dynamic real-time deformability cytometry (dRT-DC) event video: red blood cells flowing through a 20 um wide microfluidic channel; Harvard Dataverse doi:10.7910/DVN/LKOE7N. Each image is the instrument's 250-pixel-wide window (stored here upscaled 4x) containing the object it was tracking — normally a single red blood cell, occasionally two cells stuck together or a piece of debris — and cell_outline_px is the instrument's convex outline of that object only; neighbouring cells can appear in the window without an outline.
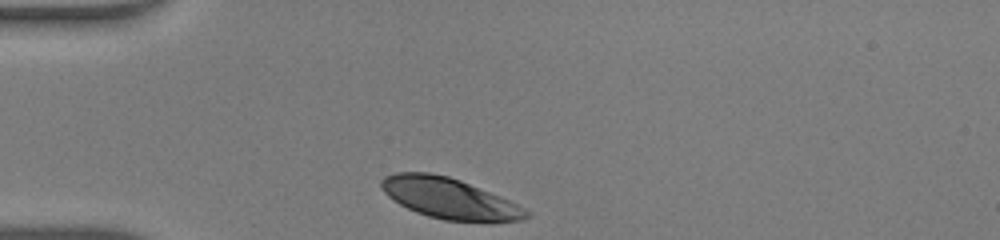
{"species": "human", "species_latin": "Homo sapiens", "temperature_condition": "warm", "stored_images_in_passage": 27, "camera_frame_rate_fps": 3000, "um_per_image_px": 0.085, "donor": {"sex": "male"}, "frame": {"image": 1, "passage_image": 1, "time_ms": 0.0, "image_size_px": [1000, 240], "cell_outline_px": [[532, 216], [524, 220], [492, 224], [488, 224], [444, 220], [428, 216], [416, 212], [400, 204], [388, 196], [384, 192], [380, 184], [380, 180], [384, 176], [396, 172], [428, 172], [448, 176], [460, 180], [508, 200], [532, 212]], "centroid_in_image_um": [38.26, 16.91], "position_along_channel_um": 46.7, "area_um2": 34.97}}
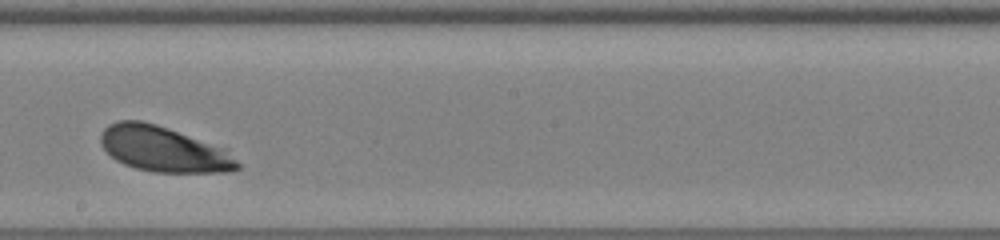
{"frame": {"image": 2, "passage_image": 16, "time_ms": 5.0, "image_size_px": [1000, 240], "cell_outline_px": [[240, 168], [232, 172], [152, 172], [136, 168], [124, 164], [116, 160], [100, 144], [100, 136], [104, 128], [108, 124], [116, 120], [140, 120], [156, 124], [228, 148], [240, 164]], "centroid_in_image_um": [13.94, 12.67], "position_along_channel_um": 234.3, "area_um2": 36.53}}
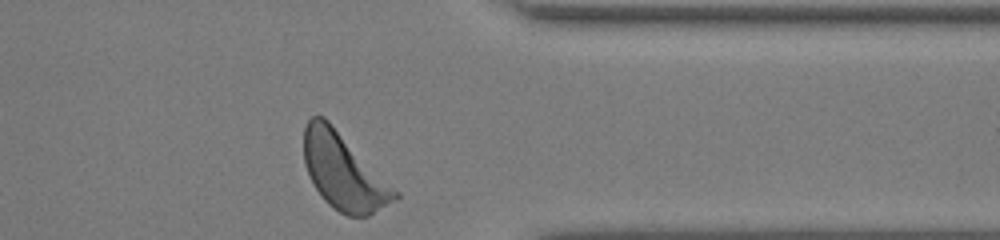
{"frame": {"image": 3, "passage_image": 27, "time_ms": 8.667, "image_size_px": [1000, 240], "cell_outline_px": [[400, 196], [396, 200], [368, 216], [348, 216], [332, 208], [324, 200], [316, 188], [304, 164], [304, 128], [308, 120], [312, 116], [324, 116], [400, 192]], "centroid_in_image_um": [29.23, 14.6], "position_along_channel_um": 382.2, "area_um2": 40.17}, "authors_computed_cell_mechanics": {"area_um2": 35.9516, "velocity_mm_per_s": 4.2383, "shape_relaxation_time_tau1_ms": 1.0436, "shape_relaxation_time_tau2_ms": null, "deformation_change_tau1": 0.1218, "deformation_change_tau2": null}}